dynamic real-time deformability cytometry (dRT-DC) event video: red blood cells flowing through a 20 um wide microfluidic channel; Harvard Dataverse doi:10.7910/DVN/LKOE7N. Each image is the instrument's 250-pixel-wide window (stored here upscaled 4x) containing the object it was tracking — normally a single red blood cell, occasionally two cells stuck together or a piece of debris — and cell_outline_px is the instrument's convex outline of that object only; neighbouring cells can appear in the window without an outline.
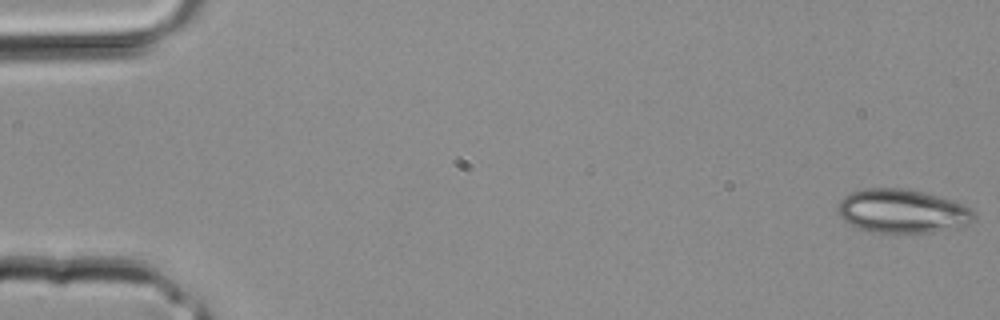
{"species": "common noctule bat (a hibernating species)", "species_latin": "Nyctalus noctula", "temperature_condition": "room temperature", "stored_images_in_passage": 4, "camera_frame_rate_fps": 3000, "um_per_image_px": 0.085, "animal": {"sex": "male", "body_mass_g": 20.4}, "frame": {"image": 1, "passage_image": 1, "time_ms": 0.0, "image_size_px": [1000, 320], "cell_outline_px": [[976, 220], [968, 224], [956, 228], [932, 232], [872, 232], [860, 228], [844, 220], [836, 212], [836, 208], [840, 200], [844, 196], [852, 192], [864, 188], [904, 188], [924, 192], [952, 200], [964, 204], [976, 216]], "centroid_in_image_um": [76.69, 17.94], "position_along_channel_um": 8.3, "area_um2": 34.74}}